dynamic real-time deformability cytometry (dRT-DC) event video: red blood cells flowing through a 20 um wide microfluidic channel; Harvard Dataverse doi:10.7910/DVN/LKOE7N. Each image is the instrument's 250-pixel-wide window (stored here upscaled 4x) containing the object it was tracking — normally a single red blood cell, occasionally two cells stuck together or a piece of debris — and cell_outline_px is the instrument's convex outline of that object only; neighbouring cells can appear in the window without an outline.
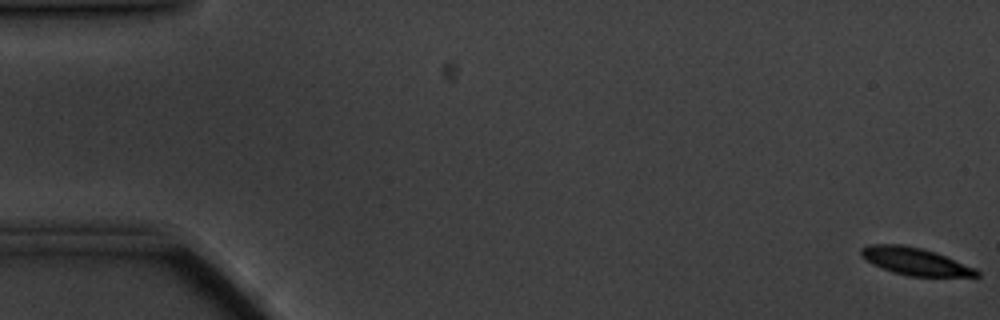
{"species": "common noctule bat (a hibernating species)", "species_latin": "Nyctalus noctula", "temperature_condition": "cold", "stored_images_in_passage": 60, "camera_frame_rate_fps": 3000, "um_per_image_px": 0.085, "animal": {"sex": "male", "body_mass_g": 20.1, "forearm_length_mm": 53.5}, "frame": {"image": 1, "passage_image": 1, "time_ms": 0.0, "image_size_px": [1000, 320], "cell_outline_px": [[980, 276], [908, 276], [892, 272], [872, 264], [864, 260], [860, 256], [860, 248], [868, 244], [900, 244], [920, 248], [936, 252], [976, 268], [980, 272]], "centroid_in_image_um": [77.74, 22.21], "position_along_channel_um": 7.3, "area_um2": 18.55}}
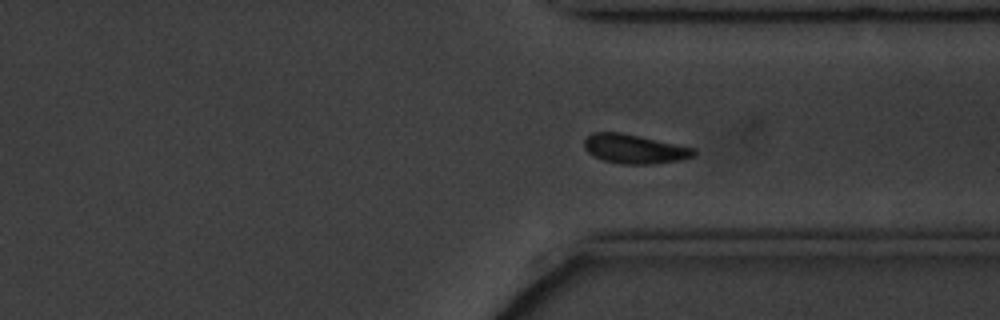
{"frame": {"image": 2, "passage_image": 44, "time_ms": 14.333, "image_size_px": [1000, 320], "cell_outline_px": [[696, 152], [692, 156], [680, 160], [648, 164], [620, 164], [604, 160], [588, 152], [584, 148], [584, 140], [592, 132], [620, 132], [640, 136], [696, 148]], "centroid_in_image_um": [53.92, 12.65], "position_along_channel_um": 357.5, "area_um2": 18.5}}
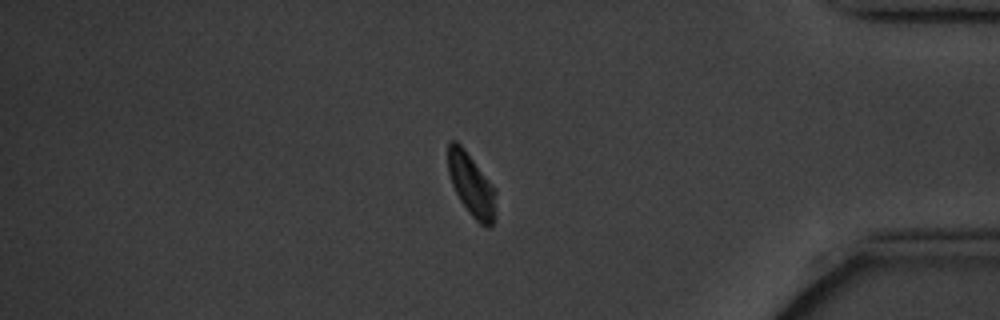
{"frame": {"image": 3, "passage_image": 50, "time_ms": 16.333, "image_size_px": [1000, 320], "cell_outline_px": [[496, 216], [492, 224], [488, 228], [480, 224], [468, 212], [460, 200], [452, 184], [448, 172], [448, 144], [452, 140], [456, 140], [464, 148], [496, 188]], "centroid_in_image_um": [40.1, 15.73], "position_along_channel_um": 395.1, "area_um2": 17.69}}